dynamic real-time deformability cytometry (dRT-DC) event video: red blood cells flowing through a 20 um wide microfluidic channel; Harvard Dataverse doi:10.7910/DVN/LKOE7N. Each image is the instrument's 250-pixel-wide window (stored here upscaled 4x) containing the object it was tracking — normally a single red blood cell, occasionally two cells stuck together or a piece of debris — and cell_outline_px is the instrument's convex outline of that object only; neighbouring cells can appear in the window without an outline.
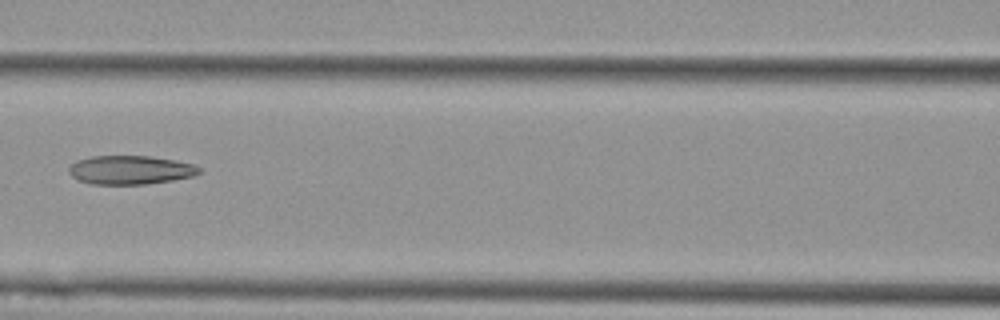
{"species": "Egyptian fruit bat (a non-hibernating species)", "species_latin": "Rousettus aegyptiacus", "temperature_condition": "cold", "stored_images_in_passage": 7, "camera_frame_rate_fps": 3000, "um_per_image_px": 0.085, "animal": {"sex": "female"}, "frame": {"image": 1, "passage_image": 4, "time_ms": 3.667, "image_size_px": [1000, 320], "cell_outline_px": [[200, 172], [192, 176], [172, 180], [144, 184], [92, 184], [80, 180], [72, 176], [68, 172], [68, 168], [76, 160], [92, 156], [148, 156], [176, 160], [192, 164], [200, 168]], "centroid_in_image_um": [11.05, 14.44], "position_along_channel_um": 155.5, "area_um2": 21.68}}
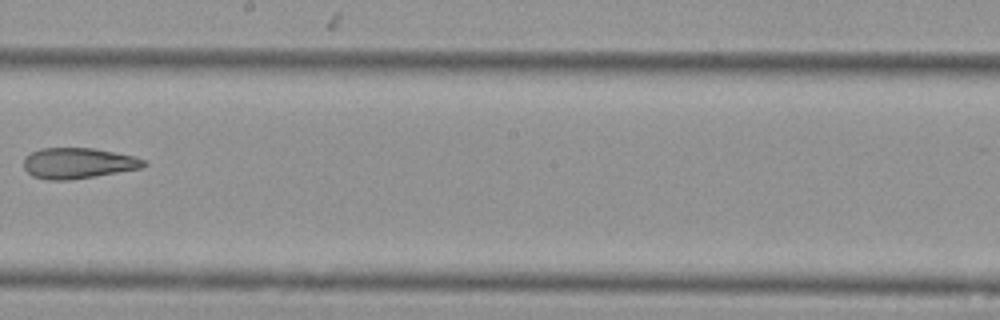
{"frame": {"image": 2, "passage_image": 6, "time_ms": 6.0, "image_size_px": [1000, 320], "cell_outline_px": [[148, 164], [144, 168], [68, 180], [48, 180], [32, 176], [24, 168], [24, 156], [40, 148], [92, 148], [136, 156], [144, 160]], "centroid_in_image_um": [6.65, 13.87], "position_along_channel_um": 241.6, "area_um2": 21.56}}
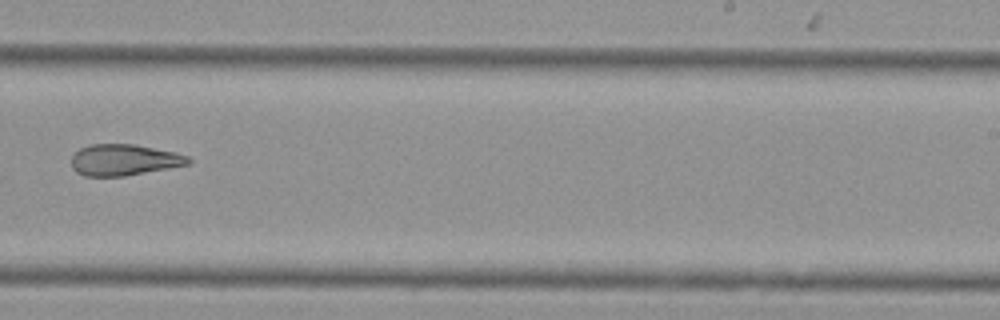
{"frame": {"image": 3, "passage_image": 7, "time_ms": 7.0, "image_size_px": [1000, 320], "cell_outline_px": [[192, 160], [188, 164], [168, 168], [124, 176], [84, 176], [76, 172], [72, 168], [72, 156], [80, 148], [92, 144], [132, 144], [176, 152], [188, 156]], "centroid_in_image_um": [10.53, 13.59], "position_along_channel_um": 278.5, "area_um2": 21.15}}